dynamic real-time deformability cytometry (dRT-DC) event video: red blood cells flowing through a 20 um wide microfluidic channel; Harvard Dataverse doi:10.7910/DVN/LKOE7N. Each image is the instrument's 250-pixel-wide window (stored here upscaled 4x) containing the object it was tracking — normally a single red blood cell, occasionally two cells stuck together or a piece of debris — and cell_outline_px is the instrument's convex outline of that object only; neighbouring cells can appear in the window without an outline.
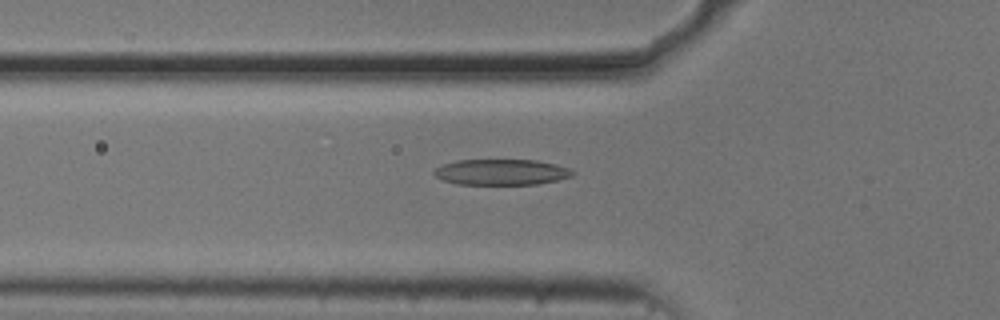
{"species": "common noctule bat (a hibernating species)", "species_latin": "Nyctalus noctula", "temperature_condition": "cold", "stored_images_in_passage": 55, "camera_frame_rate_fps": 3000, "um_per_image_px": 0.085, "animal": {"sex": "male", "body_mass_g": 20.5, "forearm_length_mm": 52.5}, "frame": {"image": 1, "passage_image": 18, "time_ms": 5.667, "image_size_px": [1000, 320], "cell_outline_px": [[576, 172], [572, 176], [556, 180], [536, 184], [456, 184], [444, 180], [436, 176], [432, 172], [436, 168], [444, 164], [456, 160], [536, 160], [556, 164], [568, 168]], "centroid_in_image_um": [42.62, 14.62], "position_along_channel_um": 83.2, "area_um2": 20.69}}
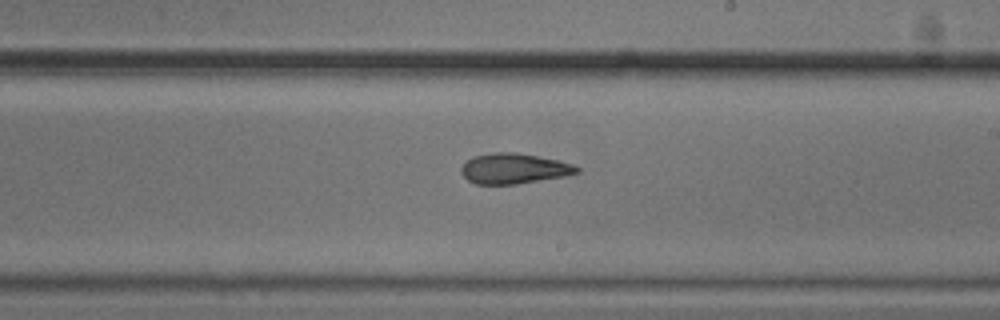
{"frame": {"image": 2, "passage_image": 31, "time_ms": 10.0, "image_size_px": [1000, 320], "cell_outline_px": [[580, 172], [564, 176], [516, 184], [476, 184], [468, 180], [460, 172], [460, 168], [472, 156], [492, 152], [516, 152], [560, 160], [572, 164], [580, 168]], "centroid_in_image_um": [43.68, 14.32], "position_along_channel_um": 245.3, "area_um2": 20.52}}
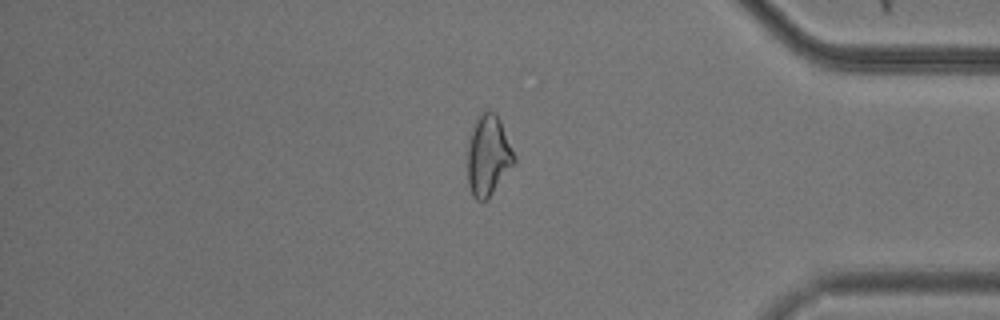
{"frame": {"image": 3, "passage_image": 45, "time_ms": 14.667, "image_size_px": [1000, 320], "cell_outline_px": [[516, 160], [488, 200], [476, 200], [472, 196], [468, 184], [468, 144], [472, 128], [476, 120], [488, 108], [500, 120], [516, 156]], "centroid_in_image_um": [41.5, 13.25], "position_along_channel_um": 393.7, "area_um2": 21.73}}